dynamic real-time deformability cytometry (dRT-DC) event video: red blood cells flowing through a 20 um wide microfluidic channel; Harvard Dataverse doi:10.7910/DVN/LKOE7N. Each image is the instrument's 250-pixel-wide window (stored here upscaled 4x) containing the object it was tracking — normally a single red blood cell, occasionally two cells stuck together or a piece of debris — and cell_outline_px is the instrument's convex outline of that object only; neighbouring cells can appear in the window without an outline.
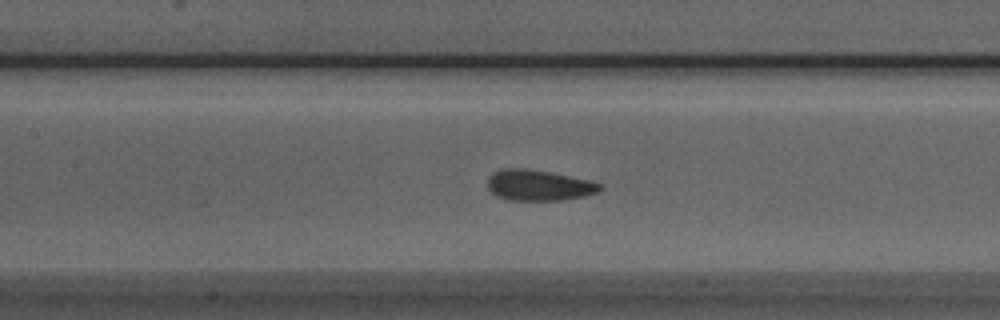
{"species": "Egyptian fruit bat (a non-hibernating species)", "species_latin": "Rousettus aegyptiacus", "temperature_condition": "room temperature", "stored_images_in_passage": 53, "camera_frame_rate_fps": 3000, "um_per_image_px": 0.085, "animal": {"sex": "male"}, "frame": {"image": 1, "passage_image": 23, "time_ms": 7.333, "image_size_px": [1000, 320], "cell_outline_px": [[604, 188], [596, 192], [584, 196], [560, 200], [508, 200], [496, 196], [488, 188], [488, 176], [492, 172], [504, 168], [528, 168], [552, 172], [592, 180], [600, 184]], "centroid_in_image_um": [45.78, 15.73], "position_along_channel_um": 161.6, "area_um2": 20.4}}
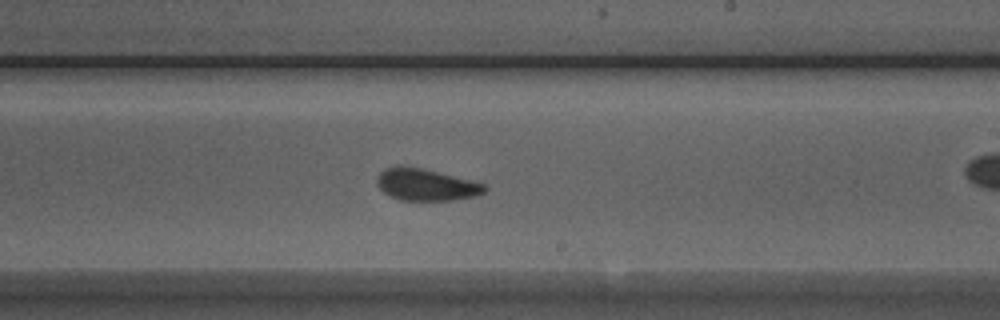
{"frame": {"image": 2, "passage_image": 30, "time_ms": 9.667, "image_size_px": [1000, 320], "cell_outline_px": [[488, 188], [484, 192], [476, 196], [452, 200], [400, 200], [388, 196], [376, 184], [376, 180], [380, 172], [384, 168], [400, 164], [420, 168], [472, 180], [484, 184]], "centroid_in_image_um": [36.17, 15.69], "position_along_channel_um": 252.8, "area_um2": 20.11}}
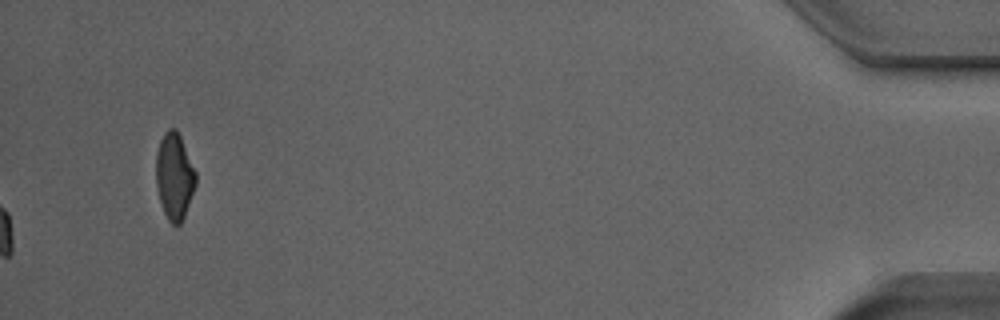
{"frame": {"image": 3, "passage_image": 53, "time_ms": 17.333, "image_size_px": [1000, 320], "cell_outline_px": [[196, 184], [184, 216], [180, 224], [172, 224], [168, 220], [164, 212], [156, 188], [156, 152], [160, 140], [164, 132], [168, 128], [176, 128], [180, 136], [196, 172]], "centroid_in_image_um": [14.81, 14.96], "position_along_channel_um": 420.4, "area_um2": 19.94}, "authors_computed_cell_mechanics": {"area_um2": 20.23, "velocity_mm_per_s": 3.9164, "shape_relaxation_time_tau1_ms": 6.6006, "shape_relaxation_time_tau2_ms": 0.9994, "deformation_change_tau1": 0.1283, "deformation_change_tau2": 0.0388}}